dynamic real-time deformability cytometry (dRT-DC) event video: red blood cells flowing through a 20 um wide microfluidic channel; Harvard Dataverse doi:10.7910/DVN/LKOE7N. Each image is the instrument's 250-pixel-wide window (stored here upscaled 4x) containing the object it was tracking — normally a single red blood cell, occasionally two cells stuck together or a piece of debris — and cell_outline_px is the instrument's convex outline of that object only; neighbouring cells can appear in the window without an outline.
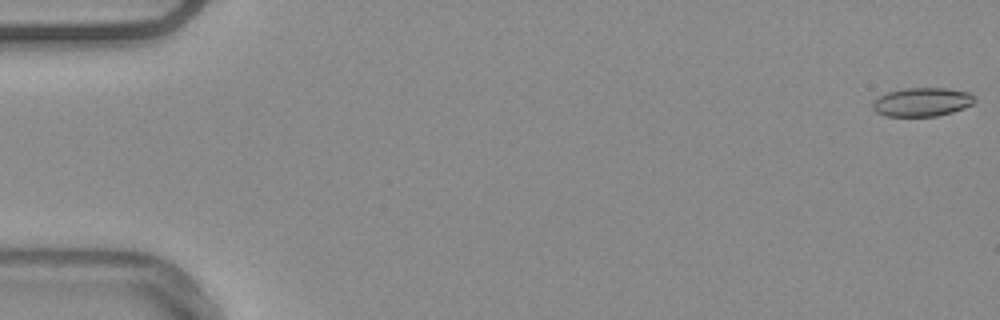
{"species": "common noctule bat (a hibernating species)", "species_latin": "Nyctalus noctula", "temperature_condition": "warm", "stored_images_in_passage": 55, "camera_frame_rate_fps": 3000, "um_per_image_px": 0.085, "animal": {"sex": "male", "body_mass_g": 20.4}, "frame": {"image": 1, "passage_image": 1, "time_ms": 0.0, "image_size_px": [1000, 320], "cell_outline_px": [[976, 100], [972, 104], [964, 108], [952, 112], [936, 116], [884, 116], [876, 112], [872, 108], [872, 100], [888, 92], [904, 88], [944, 88], [972, 92], [976, 96]], "centroid_in_image_um": [78.39, 8.66], "position_along_channel_um": 6.6, "area_um2": 17.28}}
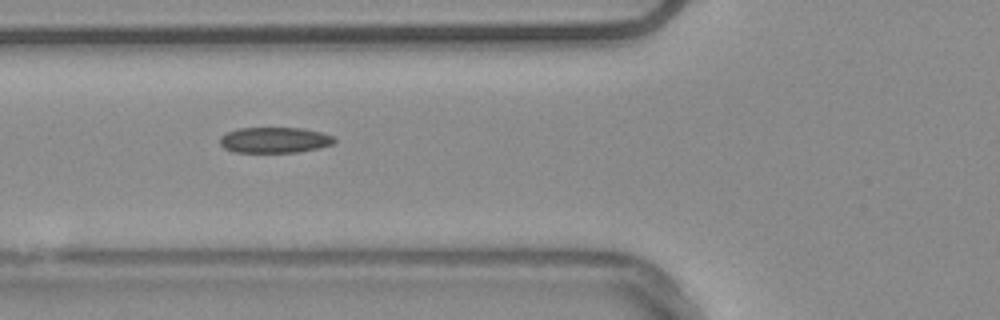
{"frame": {"image": 2, "passage_image": 21, "time_ms": 6.667, "image_size_px": [1000, 320], "cell_outline_px": [[336, 140], [332, 144], [300, 152], [232, 152], [224, 148], [220, 144], [220, 136], [228, 132], [240, 128], [300, 128], [320, 132], [332, 136]], "centroid_in_image_um": [23.3, 11.91], "position_along_channel_um": 102.5, "area_um2": 16.99}}
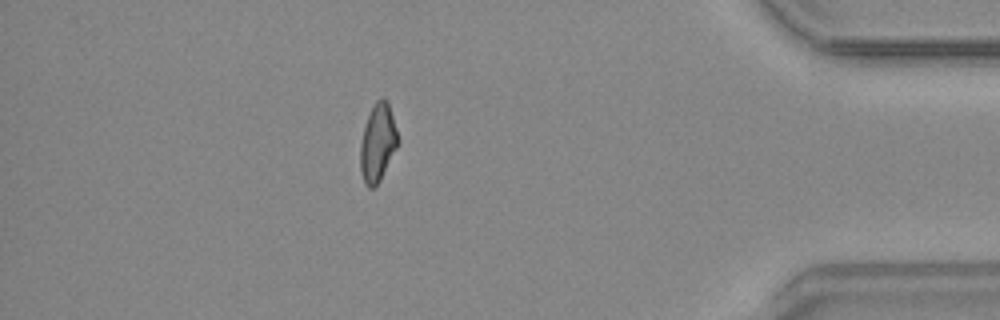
{"frame": {"image": 3, "passage_image": 48, "time_ms": 15.667, "image_size_px": [1000, 320], "cell_outline_px": [[400, 144], [380, 180], [372, 188], [368, 188], [364, 184], [360, 172], [360, 144], [364, 128], [368, 116], [376, 100], [380, 96], [384, 96], [388, 100], [400, 140]], "centroid_in_image_um": [32.13, 12.12], "position_along_channel_um": 403.1, "area_um2": 17.46}, "authors_computed_cell_mechanics": {"area_um2": 17.3978, "velocity_mm_per_s": 3.7946, "shape_relaxation_time_tau1_ms": null, "shape_relaxation_time_tau2_ms": 3.1836, "deformation_change_tau1": null, "deformation_change_tau2": 0.1103}}